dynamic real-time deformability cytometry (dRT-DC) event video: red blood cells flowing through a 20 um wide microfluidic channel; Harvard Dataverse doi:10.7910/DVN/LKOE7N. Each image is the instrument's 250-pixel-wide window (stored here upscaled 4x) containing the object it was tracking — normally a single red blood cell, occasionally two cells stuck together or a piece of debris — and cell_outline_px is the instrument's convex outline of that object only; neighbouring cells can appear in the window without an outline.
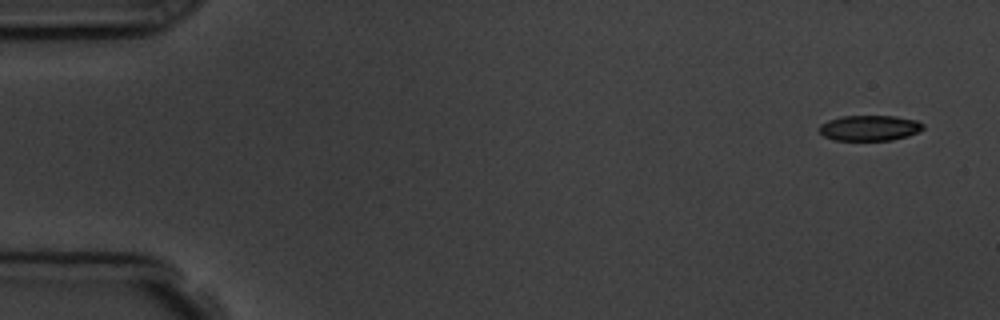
{"species": "common noctule bat (a hibernating species)", "species_latin": "Nyctalus noctula", "temperature_condition": "room temperature", "stored_images_in_passage": 4, "camera_frame_rate_fps": 3000, "um_per_image_px": 0.085, "animal": {"sex": "male", "body_mass_g": 19.5, "forearm_length_mm": 54.6}, "frame": {"image": 1, "passage_image": 1, "time_ms": 0.0, "image_size_px": [1000, 320], "cell_outline_px": [[924, 128], [920, 132], [908, 136], [892, 140], [836, 140], [824, 136], [816, 128], [820, 124], [828, 120], [840, 116], [896, 116], [916, 120], [924, 124]], "centroid_in_image_um": [73.92, 10.87], "position_along_channel_um": 11.1, "area_um2": 15.61}}
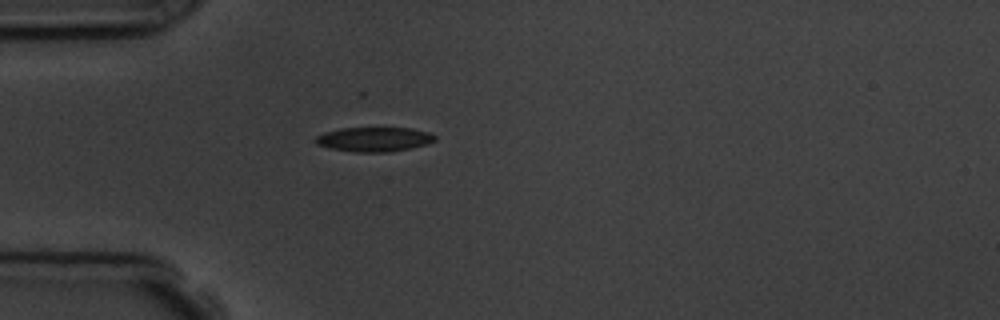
{"frame": {"image": 2, "passage_image": 4, "time_ms": 4.333, "image_size_px": [1000, 320], "cell_outline_px": [[436, 140], [428, 144], [392, 152], [352, 152], [332, 148], [316, 144], [312, 140], [316, 136], [324, 132], [340, 128], [412, 128], [428, 132], [436, 136]], "centroid_in_image_um": [31.79, 11.84], "position_along_channel_um": 53.2, "area_um2": 17.17}}